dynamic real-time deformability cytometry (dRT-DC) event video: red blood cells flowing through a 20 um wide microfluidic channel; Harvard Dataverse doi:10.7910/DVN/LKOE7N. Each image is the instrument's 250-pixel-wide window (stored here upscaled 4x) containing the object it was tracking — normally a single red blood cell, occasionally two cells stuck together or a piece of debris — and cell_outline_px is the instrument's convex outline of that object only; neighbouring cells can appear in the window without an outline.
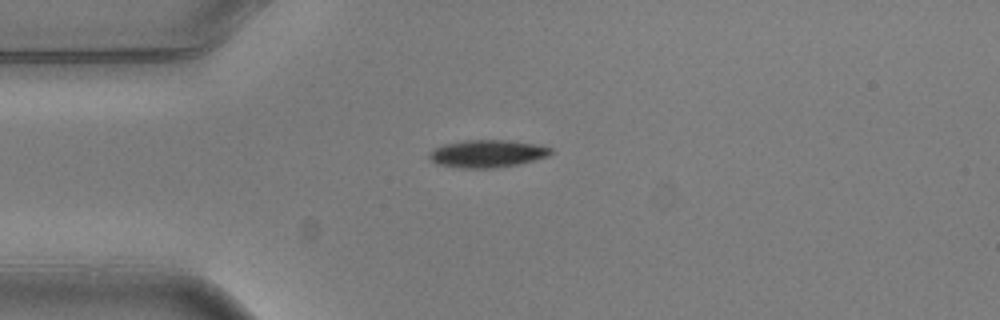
{"species": "common noctule bat (a hibernating species)", "species_latin": "Nyctalus noctula", "temperature_condition": "warm", "stored_images_in_passage": 3, "camera_frame_rate_fps": 3000, "um_per_image_px": 0.085, "animal": {"sex": "male", "body_mass_g": 20.5, "forearm_length_mm": 52.5}, "frame": {"image": 1, "passage_image": 1, "time_ms": 0.0, "image_size_px": [1000, 320], "cell_outline_px": [[552, 152], [548, 156], [516, 164], [496, 168], [460, 168], [436, 164], [428, 156], [428, 152], [444, 144], [464, 140], [508, 140], [536, 144], [552, 148]], "centroid_in_image_um": [41.39, 13.06], "position_along_channel_um": 43.6, "area_um2": 19.42}}
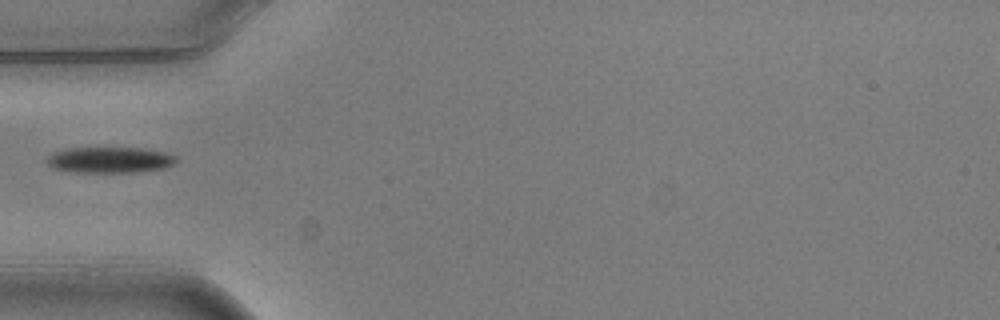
{"frame": {"image": 2, "passage_image": 2, "time_ms": 0.333, "image_size_px": [1000, 320], "cell_outline_px": [[176, 160], [172, 164], [164, 168], [132, 172], [76, 172], [52, 168], [44, 160], [48, 156], [64, 148], [140, 148], [168, 152], [176, 156]], "centroid_in_image_um": [9.31, 13.58], "position_along_channel_um": 75.7, "area_um2": 19.48}}
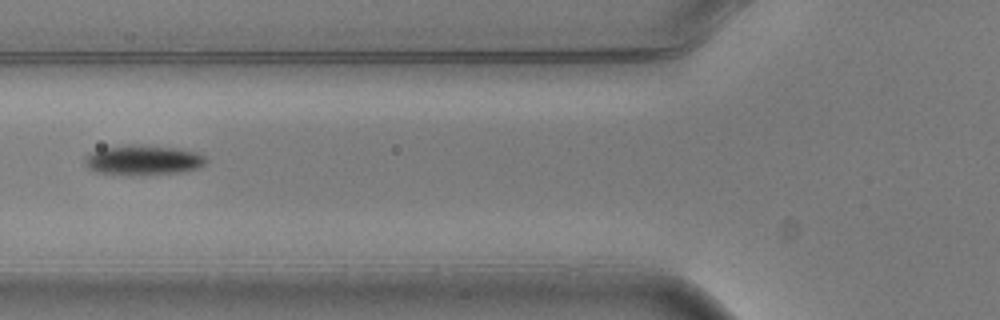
{"frame": {"image": 3, "passage_image": 3, "time_ms": 0.667, "image_size_px": [1000, 320], "cell_outline_px": [[208, 160], [200, 168], [180, 172], [132, 176], [96, 172], [88, 168], [84, 160], [92, 152], [104, 148], [128, 144], [136, 144], [180, 148], [196, 152], [204, 156]], "centroid_in_image_um": [12.2, 13.61], "position_along_channel_um": 113.6, "area_um2": 21.33}}